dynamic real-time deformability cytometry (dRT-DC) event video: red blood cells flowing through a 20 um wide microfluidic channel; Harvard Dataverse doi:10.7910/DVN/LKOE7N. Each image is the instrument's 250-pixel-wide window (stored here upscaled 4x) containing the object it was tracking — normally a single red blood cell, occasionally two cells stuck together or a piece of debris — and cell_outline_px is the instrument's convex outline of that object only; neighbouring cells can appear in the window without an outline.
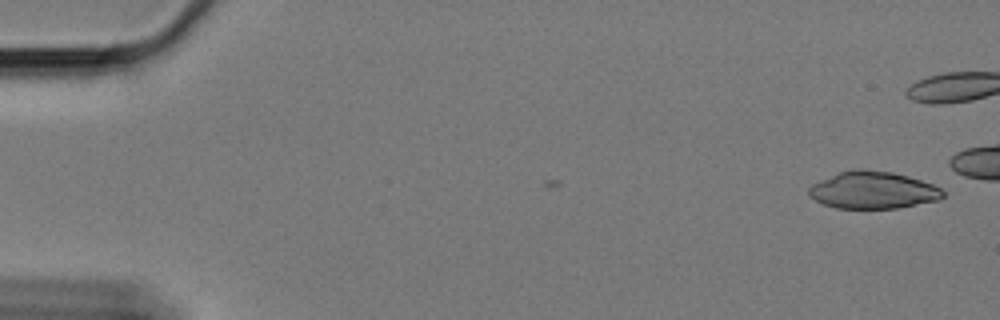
{"species": "Egyptian fruit bat (a non-hibernating species)", "species_latin": "Rousettus aegyptiacus", "temperature_condition": "cold", "stored_images_in_passage": 6, "camera_frame_rate_fps": 3000, "um_per_image_px": 0.085, "animal": {"sex": "female"}, "frame": {"image": 1, "passage_image": 1, "time_ms": 0.0, "image_size_px": [1000, 320], "cell_outline_px": [[944, 196], [940, 200], [896, 208], [836, 208], [824, 204], [816, 200], [808, 192], [808, 188], [812, 184], [840, 172], [892, 172], [908, 176], [932, 184], [940, 188], [944, 192]], "centroid_in_image_um": [74.25, 16.21], "position_along_channel_um": 10.7, "area_um2": 28.03}}